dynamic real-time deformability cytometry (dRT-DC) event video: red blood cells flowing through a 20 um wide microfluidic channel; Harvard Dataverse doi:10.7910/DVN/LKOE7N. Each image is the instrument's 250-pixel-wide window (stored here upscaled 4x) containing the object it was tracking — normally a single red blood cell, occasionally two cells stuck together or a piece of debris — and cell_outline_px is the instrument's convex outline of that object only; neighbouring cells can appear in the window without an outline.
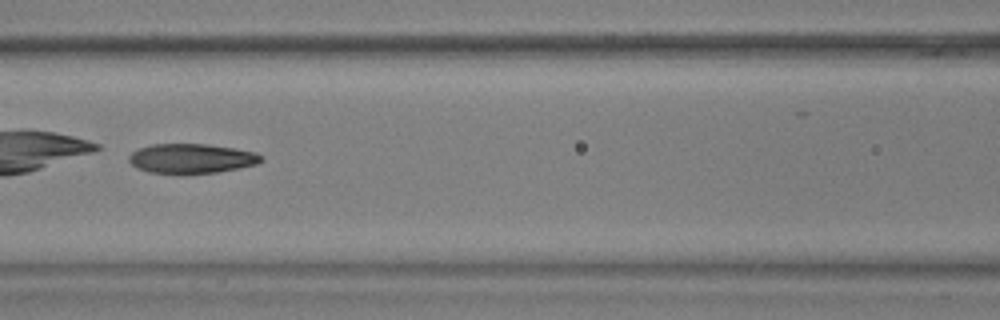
{"species": "common noctule bat (a hibernating species)", "species_latin": "Nyctalus noctula", "temperature_condition": "warm", "stored_images_in_passage": 53, "camera_frame_rate_fps": 3000, "um_per_image_px": 0.085, "animal": {"sex": "male", "body_mass_g": 17.9, "forearm_length_mm": 54.2}, "frame": {"image": 1, "passage_image": 23, "time_ms": 7.333, "image_size_px": [1000, 320], "cell_outline_px": [[264, 160], [256, 164], [216, 172], [148, 172], [136, 168], [128, 160], [128, 156], [132, 152], [140, 148], [152, 144], [208, 144], [256, 152]], "centroid_in_image_um": [16.25, 13.45], "position_along_channel_um": 150.4, "area_um2": 22.25}}